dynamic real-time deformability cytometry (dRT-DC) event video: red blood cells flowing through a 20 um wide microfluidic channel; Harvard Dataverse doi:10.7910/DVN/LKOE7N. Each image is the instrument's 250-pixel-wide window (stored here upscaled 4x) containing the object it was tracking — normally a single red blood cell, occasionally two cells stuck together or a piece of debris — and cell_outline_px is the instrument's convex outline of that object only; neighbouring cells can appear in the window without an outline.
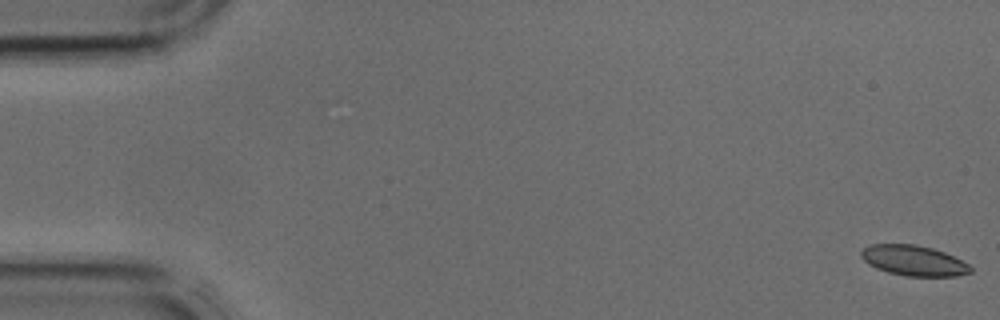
{"species": "common noctule bat (a hibernating species)", "species_latin": "Nyctalus noctula", "temperature_condition": "cold", "stored_images_in_passage": 16, "camera_frame_rate_fps": 3000, "um_per_image_px": 0.085, "animal": {"sex": "male", "body_mass_g": 17.9, "forearm_length_mm": 54.2}, "frame": {"image": 1, "passage_image": 1, "time_ms": 0.0, "image_size_px": [1000, 320], "cell_outline_px": [[972, 272], [956, 276], [904, 276], [888, 272], [876, 268], [868, 264], [860, 256], [860, 252], [864, 248], [872, 244], [916, 244], [932, 248], [944, 252], [968, 264], [972, 268]], "centroid_in_image_um": [77.64, 22.15], "position_along_channel_um": 7.4, "area_um2": 19.31}}
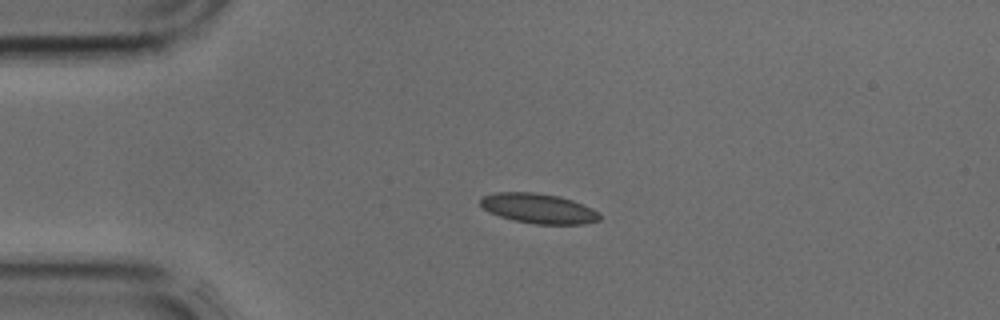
{"frame": {"image": 2, "passage_image": 10, "time_ms": 3.0, "image_size_px": [1000, 320], "cell_outline_px": [[600, 220], [584, 224], [536, 224], [516, 220], [500, 216], [488, 212], [480, 204], [480, 196], [496, 192], [536, 192], [560, 196], [572, 200], [592, 208], [600, 212]], "centroid_in_image_um": [45.77, 17.7], "position_along_channel_um": 39.2, "area_um2": 20.87}}